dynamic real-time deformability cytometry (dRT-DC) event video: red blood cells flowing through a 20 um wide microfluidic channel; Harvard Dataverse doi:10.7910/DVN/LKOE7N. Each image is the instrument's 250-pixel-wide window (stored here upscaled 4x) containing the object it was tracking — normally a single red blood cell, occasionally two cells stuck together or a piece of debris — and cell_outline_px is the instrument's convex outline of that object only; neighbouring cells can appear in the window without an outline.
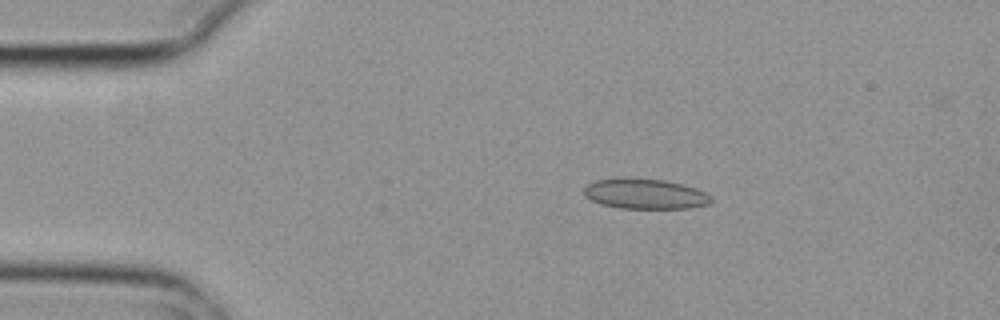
{"species": "common noctule bat (a hibernating species)", "species_latin": "Nyctalus noctula", "temperature_condition": "cold", "stored_images_in_passage": 6, "camera_frame_rate_fps": 3000, "um_per_image_px": 0.085, "animal": {"sex": "female", "body_mass_g": 29.2, "forearm_length_mm": 56.3}, "frame": {"image": 1, "passage_image": 3, "time_ms": 0.667, "image_size_px": [1000, 320], "cell_outline_px": [[712, 200], [708, 204], [688, 208], [620, 208], [600, 204], [584, 196], [584, 188], [588, 184], [596, 180], [664, 180], [696, 188], [712, 196]], "centroid_in_image_um": [54.85, 16.52], "position_along_channel_um": 30.1, "area_um2": 21.62}}
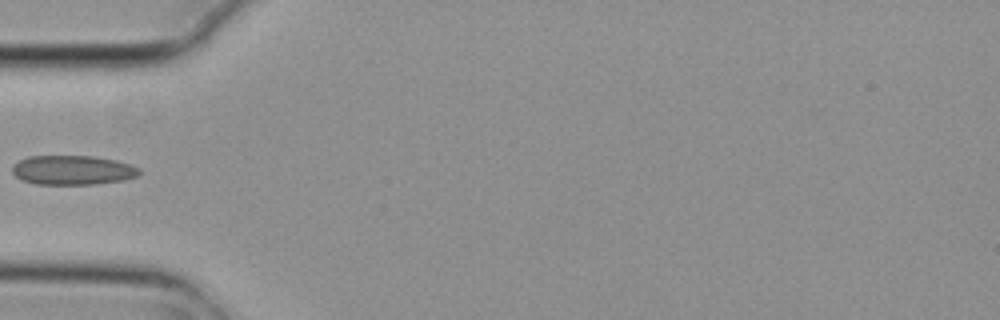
{"frame": {"image": 2, "passage_image": 5, "time_ms": 1.333, "image_size_px": [1000, 320], "cell_outline_px": [[140, 172], [136, 176], [124, 180], [96, 184], [36, 184], [20, 180], [12, 172], [12, 164], [28, 156], [92, 156], [116, 160], [132, 164], [140, 168]], "centroid_in_image_um": [6.17, 14.46], "position_along_channel_um": 78.8, "area_um2": 21.91}}
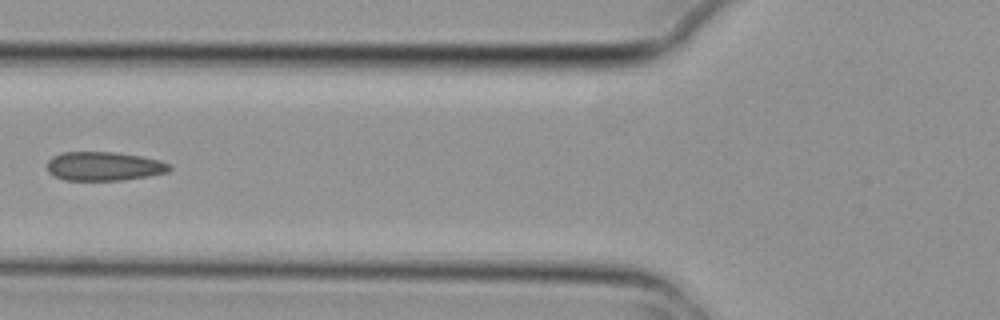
{"frame": {"image": 3, "passage_image": 6, "time_ms": 1.667, "image_size_px": [1000, 320], "cell_outline_px": [[172, 168], [168, 172], [148, 176], [124, 180], [64, 180], [48, 172], [48, 160], [52, 156], [60, 152], [116, 152], [140, 156], [160, 160], [172, 164]], "centroid_in_image_um": [8.86, 14.12], "position_along_channel_um": 116.9, "area_um2": 20.75}}